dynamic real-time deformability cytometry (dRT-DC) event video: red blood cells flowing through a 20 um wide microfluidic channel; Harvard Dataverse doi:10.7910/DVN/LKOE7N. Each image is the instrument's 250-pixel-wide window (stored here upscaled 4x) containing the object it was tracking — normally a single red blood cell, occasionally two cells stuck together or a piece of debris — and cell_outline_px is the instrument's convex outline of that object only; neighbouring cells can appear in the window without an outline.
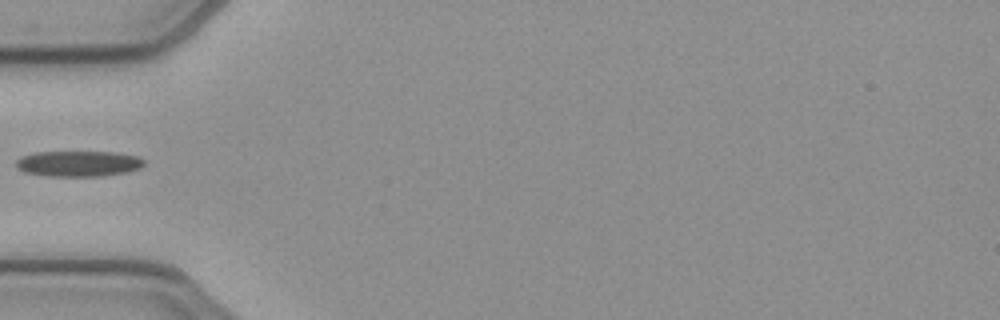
{"species": "common noctule bat (a hibernating species)", "species_latin": "Nyctalus noctula", "temperature_condition": "cold", "stored_images_in_passage": 36, "camera_frame_rate_fps": 3000, "um_per_image_px": 0.085, "animal": {"sex": "female", "body_mass_g": 21.9}, "frame": {"image": 1, "passage_image": 1, "time_ms": 0.0, "image_size_px": [1000, 320], "cell_outline_px": [[144, 164], [140, 168], [128, 172], [100, 176], [48, 176], [24, 172], [16, 168], [16, 160], [20, 156], [36, 152], [116, 152], [140, 156], [144, 160]], "centroid_in_image_um": [6.67, 13.9], "position_along_channel_um": 78.3, "area_um2": 19.36}}
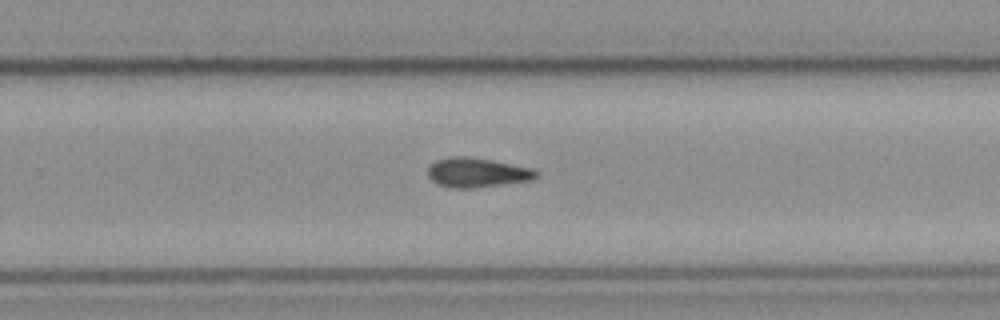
{"frame": {"image": 2, "passage_image": 17, "time_ms": 5.333, "image_size_px": [1000, 320], "cell_outline_px": [[540, 176], [536, 180], [476, 188], [452, 188], [436, 184], [428, 176], [428, 168], [436, 160], [448, 156], [468, 156], [492, 160], [536, 168], [540, 172]], "centroid_in_image_um": [40.64, 14.67], "position_along_channel_um": 289.2, "area_um2": 19.25}}
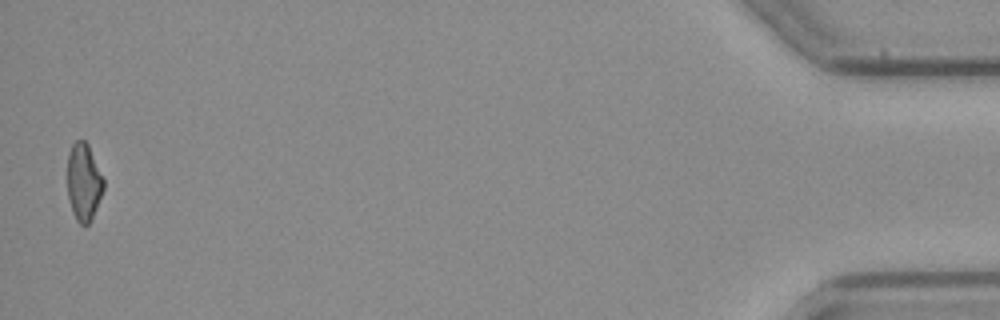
{"frame": {"image": 3, "passage_image": 35, "time_ms": 11.333, "image_size_px": [1000, 320], "cell_outline_px": [[104, 188], [92, 216], [88, 224], [80, 224], [76, 220], [72, 212], [68, 196], [68, 152], [72, 144], [76, 140], [84, 140], [88, 144], [104, 180]], "centroid_in_image_um": [7.1, 15.45], "position_along_channel_um": 428.1, "area_um2": 16.07}}